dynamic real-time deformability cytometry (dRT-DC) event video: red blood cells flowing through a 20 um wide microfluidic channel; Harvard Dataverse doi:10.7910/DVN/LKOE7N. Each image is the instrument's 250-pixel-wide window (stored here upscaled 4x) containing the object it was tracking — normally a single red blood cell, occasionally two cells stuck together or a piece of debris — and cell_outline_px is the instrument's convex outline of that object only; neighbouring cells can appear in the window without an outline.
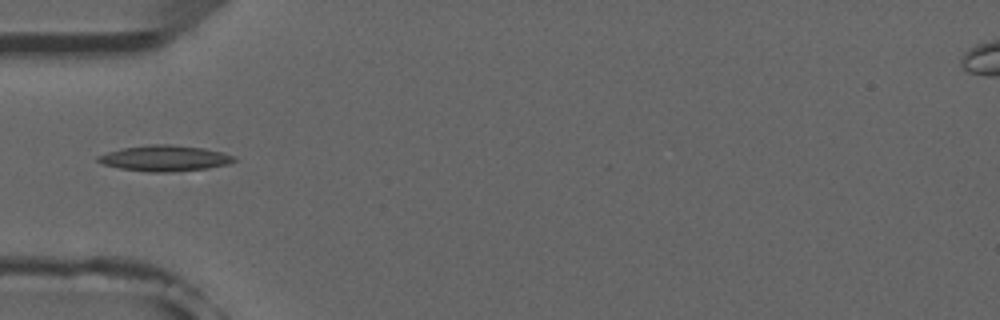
{"species": "common noctule bat (a hibernating species)", "species_latin": "Nyctalus noctula", "temperature_condition": "room temperature", "stored_images_in_passage": 1, "camera_frame_rate_fps": 3000, "um_per_image_px": 0.085, "animal": {"sex": "male", "forearm_length_mm": 52.5}, "frame": {"image": 1, "passage_image": 1, "time_ms": 0.0, "image_size_px": [1000, 320], "cell_outline_px": [[236, 160], [228, 164], [208, 168], [172, 172], [148, 172], [120, 168], [100, 164], [96, 160], [96, 156], [108, 152], [124, 148], [152, 144], [168, 144], [204, 148], [224, 152], [236, 156]], "centroid_in_image_um": [14.01, 13.45], "position_along_channel_um": 71.0, "area_um2": 20.58}}